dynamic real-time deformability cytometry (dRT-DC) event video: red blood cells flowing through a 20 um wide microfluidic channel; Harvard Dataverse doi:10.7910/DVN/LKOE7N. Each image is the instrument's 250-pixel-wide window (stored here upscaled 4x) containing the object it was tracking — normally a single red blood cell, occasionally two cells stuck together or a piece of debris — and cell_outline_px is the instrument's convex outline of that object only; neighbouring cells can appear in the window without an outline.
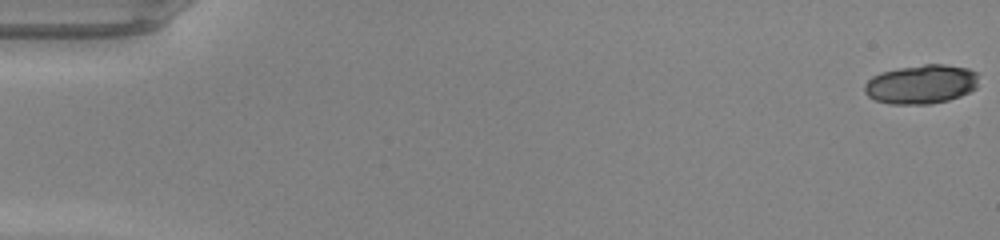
{"species": "common noctule bat (a hibernating species)", "species_latin": "Nyctalus noctula", "temperature_condition": "warm", "stored_images_in_passage": 49, "camera_frame_rate_fps": 3000, "um_per_image_px": 0.085, "animal": {"sex": "male", "body_mass_g": 20.0, "forearm_length_mm": 53.3}, "frame": {"image": 1, "passage_image": 1, "time_ms": 0.0, "image_size_px": [1000, 240], "cell_outline_px": [[976, 88], [960, 96], [948, 100], [932, 104], [888, 104], [876, 100], [868, 96], [864, 92], [864, 84], [872, 76], [880, 72], [900, 68], [924, 64], [944, 64], [968, 68], [976, 72]], "centroid_in_image_um": [78.27, 7.16], "position_along_channel_um": 6.7, "area_um2": 26.01}}
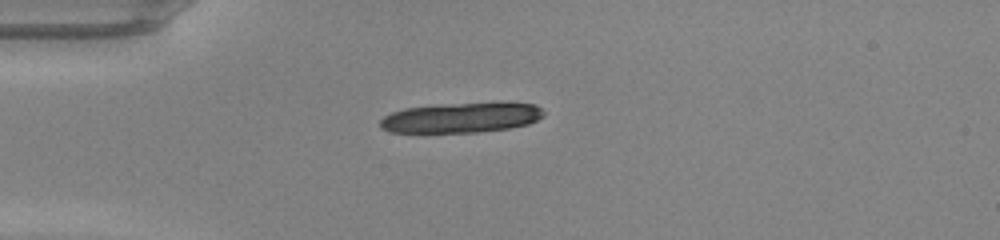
{"frame": {"image": 2, "passage_image": 14, "time_ms": 4.333, "image_size_px": [1000, 240], "cell_outline_px": [[544, 116], [528, 124], [508, 128], [476, 132], [388, 132], [380, 128], [380, 120], [384, 116], [392, 112], [404, 108], [452, 104], [536, 104], [544, 112]], "centroid_in_image_um": [39.15, 10.02], "position_along_channel_um": 45.9, "area_um2": 27.92}}
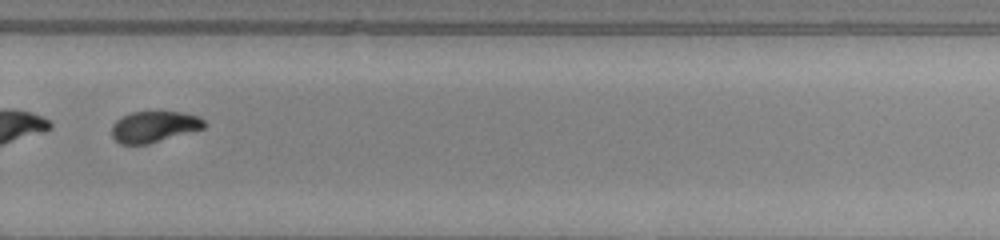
{"frame": {"image": 3, "passage_image": 35, "time_ms": 11.333, "image_size_px": [1000, 240], "cell_outline_px": [[208, 124], [204, 128], [148, 144], [120, 144], [112, 136], [112, 124], [120, 116], [132, 112], [184, 112], [200, 116]], "centroid_in_image_um": [13.11, 10.76], "position_along_channel_um": 316.7, "area_um2": 16.88}, "authors_computed_cell_mechanics": {"area_um2": 25.4898, "velocity_mm_per_s": 4.2903, "shape_relaxation_time_tau1_ms": 4.0997, "shape_relaxation_time_tau2_ms": 2.7819, "deformation_change_tau1": 0.187, "deformation_change_tau2": 0.0714}}